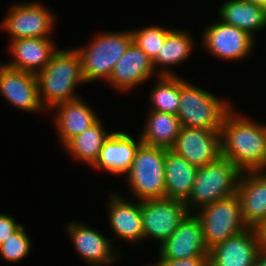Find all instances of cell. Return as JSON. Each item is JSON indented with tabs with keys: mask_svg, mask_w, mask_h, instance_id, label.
<instances>
[{
	"mask_svg": "<svg viewBox=\"0 0 266 266\" xmlns=\"http://www.w3.org/2000/svg\"><path fill=\"white\" fill-rule=\"evenodd\" d=\"M233 107L221 129V156L241 172L266 170V122L260 123Z\"/></svg>",
	"mask_w": 266,
	"mask_h": 266,
	"instance_id": "obj_1",
	"label": "cell"
},
{
	"mask_svg": "<svg viewBox=\"0 0 266 266\" xmlns=\"http://www.w3.org/2000/svg\"><path fill=\"white\" fill-rule=\"evenodd\" d=\"M36 77L39 99L46 112L61 103L80 98L75 89L79 84H86L82 59L74 47L57 49Z\"/></svg>",
	"mask_w": 266,
	"mask_h": 266,
	"instance_id": "obj_2",
	"label": "cell"
},
{
	"mask_svg": "<svg viewBox=\"0 0 266 266\" xmlns=\"http://www.w3.org/2000/svg\"><path fill=\"white\" fill-rule=\"evenodd\" d=\"M221 99L180 75V102L177 116L182 127L220 131L227 113L233 108Z\"/></svg>",
	"mask_w": 266,
	"mask_h": 266,
	"instance_id": "obj_3",
	"label": "cell"
},
{
	"mask_svg": "<svg viewBox=\"0 0 266 266\" xmlns=\"http://www.w3.org/2000/svg\"><path fill=\"white\" fill-rule=\"evenodd\" d=\"M90 44L75 47L82 59V73L87 83L108 82L116 62L133 42L131 30L96 33Z\"/></svg>",
	"mask_w": 266,
	"mask_h": 266,
	"instance_id": "obj_4",
	"label": "cell"
},
{
	"mask_svg": "<svg viewBox=\"0 0 266 266\" xmlns=\"http://www.w3.org/2000/svg\"><path fill=\"white\" fill-rule=\"evenodd\" d=\"M240 174L241 171L222 156L197 168L192 192L185 201L189 213L236 194Z\"/></svg>",
	"mask_w": 266,
	"mask_h": 266,
	"instance_id": "obj_5",
	"label": "cell"
},
{
	"mask_svg": "<svg viewBox=\"0 0 266 266\" xmlns=\"http://www.w3.org/2000/svg\"><path fill=\"white\" fill-rule=\"evenodd\" d=\"M167 148L141 143L125 181L136 200L165 198V156Z\"/></svg>",
	"mask_w": 266,
	"mask_h": 266,
	"instance_id": "obj_6",
	"label": "cell"
},
{
	"mask_svg": "<svg viewBox=\"0 0 266 266\" xmlns=\"http://www.w3.org/2000/svg\"><path fill=\"white\" fill-rule=\"evenodd\" d=\"M203 239L208 249L248 228L243 220L236 194L199 209Z\"/></svg>",
	"mask_w": 266,
	"mask_h": 266,
	"instance_id": "obj_7",
	"label": "cell"
},
{
	"mask_svg": "<svg viewBox=\"0 0 266 266\" xmlns=\"http://www.w3.org/2000/svg\"><path fill=\"white\" fill-rule=\"evenodd\" d=\"M7 12L0 27L11 40L51 37L56 25L55 13L38 1L15 3Z\"/></svg>",
	"mask_w": 266,
	"mask_h": 266,
	"instance_id": "obj_8",
	"label": "cell"
},
{
	"mask_svg": "<svg viewBox=\"0 0 266 266\" xmlns=\"http://www.w3.org/2000/svg\"><path fill=\"white\" fill-rule=\"evenodd\" d=\"M202 32L201 42L205 51L222 61H242L254 52L255 38L235 26L218 21Z\"/></svg>",
	"mask_w": 266,
	"mask_h": 266,
	"instance_id": "obj_9",
	"label": "cell"
},
{
	"mask_svg": "<svg viewBox=\"0 0 266 266\" xmlns=\"http://www.w3.org/2000/svg\"><path fill=\"white\" fill-rule=\"evenodd\" d=\"M189 213L184 201L157 198L141 200L143 240L154 239L158 246L168 239Z\"/></svg>",
	"mask_w": 266,
	"mask_h": 266,
	"instance_id": "obj_10",
	"label": "cell"
},
{
	"mask_svg": "<svg viewBox=\"0 0 266 266\" xmlns=\"http://www.w3.org/2000/svg\"><path fill=\"white\" fill-rule=\"evenodd\" d=\"M66 231L78 255L91 266L113 265L120 254L114 250L116 238H108L88 224L77 221L66 223ZM116 251V252H115ZM117 253V254H116ZM115 261V262H114Z\"/></svg>",
	"mask_w": 266,
	"mask_h": 266,
	"instance_id": "obj_11",
	"label": "cell"
},
{
	"mask_svg": "<svg viewBox=\"0 0 266 266\" xmlns=\"http://www.w3.org/2000/svg\"><path fill=\"white\" fill-rule=\"evenodd\" d=\"M0 94L16 109L37 113L45 112L39 99L35 74L13 69L0 63Z\"/></svg>",
	"mask_w": 266,
	"mask_h": 266,
	"instance_id": "obj_12",
	"label": "cell"
},
{
	"mask_svg": "<svg viewBox=\"0 0 266 266\" xmlns=\"http://www.w3.org/2000/svg\"><path fill=\"white\" fill-rule=\"evenodd\" d=\"M199 168L221 157L220 131L182 127L170 148Z\"/></svg>",
	"mask_w": 266,
	"mask_h": 266,
	"instance_id": "obj_13",
	"label": "cell"
},
{
	"mask_svg": "<svg viewBox=\"0 0 266 266\" xmlns=\"http://www.w3.org/2000/svg\"><path fill=\"white\" fill-rule=\"evenodd\" d=\"M257 228L248 227L209 249V266H252L261 251Z\"/></svg>",
	"mask_w": 266,
	"mask_h": 266,
	"instance_id": "obj_14",
	"label": "cell"
},
{
	"mask_svg": "<svg viewBox=\"0 0 266 266\" xmlns=\"http://www.w3.org/2000/svg\"><path fill=\"white\" fill-rule=\"evenodd\" d=\"M159 247L158 256L170 260L209 254L203 239L200 219L195 213H188L173 234Z\"/></svg>",
	"mask_w": 266,
	"mask_h": 266,
	"instance_id": "obj_15",
	"label": "cell"
},
{
	"mask_svg": "<svg viewBox=\"0 0 266 266\" xmlns=\"http://www.w3.org/2000/svg\"><path fill=\"white\" fill-rule=\"evenodd\" d=\"M154 74L158 77L152 60L132 42L116 62L107 85L113 86L117 92H127L148 81Z\"/></svg>",
	"mask_w": 266,
	"mask_h": 266,
	"instance_id": "obj_16",
	"label": "cell"
},
{
	"mask_svg": "<svg viewBox=\"0 0 266 266\" xmlns=\"http://www.w3.org/2000/svg\"><path fill=\"white\" fill-rule=\"evenodd\" d=\"M236 195L246 225L260 226L266 220V170L242 171Z\"/></svg>",
	"mask_w": 266,
	"mask_h": 266,
	"instance_id": "obj_17",
	"label": "cell"
},
{
	"mask_svg": "<svg viewBox=\"0 0 266 266\" xmlns=\"http://www.w3.org/2000/svg\"><path fill=\"white\" fill-rule=\"evenodd\" d=\"M109 194L106 204L108 220L115 237L127 241L126 243L141 242L143 240L141 201L133 203L117 192Z\"/></svg>",
	"mask_w": 266,
	"mask_h": 266,
	"instance_id": "obj_18",
	"label": "cell"
},
{
	"mask_svg": "<svg viewBox=\"0 0 266 266\" xmlns=\"http://www.w3.org/2000/svg\"><path fill=\"white\" fill-rule=\"evenodd\" d=\"M138 138L134 139L123 131L112 132L104 141L99 157L91 168L115 176H124L129 171L135 153L142 143L140 136Z\"/></svg>",
	"mask_w": 266,
	"mask_h": 266,
	"instance_id": "obj_19",
	"label": "cell"
},
{
	"mask_svg": "<svg viewBox=\"0 0 266 266\" xmlns=\"http://www.w3.org/2000/svg\"><path fill=\"white\" fill-rule=\"evenodd\" d=\"M51 37L10 40L9 51L14 60L5 62L13 69L37 75L58 49Z\"/></svg>",
	"mask_w": 266,
	"mask_h": 266,
	"instance_id": "obj_20",
	"label": "cell"
},
{
	"mask_svg": "<svg viewBox=\"0 0 266 266\" xmlns=\"http://www.w3.org/2000/svg\"><path fill=\"white\" fill-rule=\"evenodd\" d=\"M54 109L56 114L53 121L62 146L99 119L95 109L90 107L88 102L86 103L81 97L61 103L50 111Z\"/></svg>",
	"mask_w": 266,
	"mask_h": 266,
	"instance_id": "obj_21",
	"label": "cell"
},
{
	"mask_svg": "<svg viewBox=\"0 0 266 266\" xmlns=\"http://www.w3.org/2000/svg\"><path fill=\"white\" fill-rule=\"evenodd\" d=\"M194 39L190 32L173 28L166 36L165 42L161 45L157 56L152 60L153 68L158 76H179L174 66L181 65L190 58ZM170 67V68H169ZM160 69V71L158 70Z\"/></svg>",
	"mask_w": 266,
	"mask_h": 266,
	"instance_id": "obj_22",
	"label": "cell"
},
{
	"mask_svg": "<svg viewBox=\"0 0 266 266\" xmlns=\"http://www.w3.org/2000/svg\"><path fill=\"white\" fill-rule=\"evenodd\" d=\"M165 198L186 201L190 196L197 167L171 149L165 156Z\"/></svg>",
	"mask_w": 266,
	"mask_h": 266,
	"instance_id": "obj_23",
	"label": "cell"
},
{
	"mask_svg": "<svg viewBox=\"0 0 266 266\" xmlns=\"http://www.w3.org/2000/svg\"><path fill=\"white\" fill-rule=\"evenodd\" d=\"M220 21L254 33L266 27V7L246 0H227L218 9Z\"/></svg>",
	"mask_w": 266,
	"mask_h": 266,
	"instance_id": "obj_24",
	"label": "cell"
},
{
	"mask_svg": "<svg viewBox=\"0 0 266 266\" xmlns=\"http://www.w3.org/2000/svg\"><path fill=\"white\" fill-rule=\"evenodd\" d=\"M140 133L142 143L170 149L182 128L176 114L150 110Z\"/></svg>",
	"mask_w": 266,
	"mask_h": 266,
	"instance_id": "obj_25",
	"label": "cell"
},
{
	"mask_svg": "<svg viewBox=\"0 0 266 266\" xmlns=\"http://www.w3.org/2000/svg\"><path fill=\"white\" fill-rule=\"evenodd\" d=\"M105 129L99 118L93 125L81 134L70 139L63 148L76 161L92 167L99 157L104 141L112 133Z\"/></svg>",
	"mask_w": 266,
	"mask_h": 266,
	"instance_id": "obj_26",
	"label": "cell"
},
{
	"mask_svg": "<svg viewBox=\"0 0 266 266\" xmlns=\"http://www.w3.org/2000/svg\"><path fill=\"white\" fill-rule=\"evenodd\" d=\"M149 94L150 108L158 112L176 114L180 102V75L179 76H158Z\"/></svg>",
	"mask_w": 266,
	"mask_h": 266,
	"instance_id": "obj_27",
	"label": "cell"
},
{
	"mask_svg": "<svg viewBox=\"0 0 266 266\" xmlns=\"http://www.w3.org/2000/svg\"><path fill=\"white\" fill-rule=\"evenodd\" d=\"M173 28L150 25L143 28L131 29L133 42L142 49L145 54L153 60L161 45L165 42L167 34Z\"/></svg>",
	"mask_w": 266,
	"mask_h": 266,
	"instance_id": "obj_28",
	"label": "cell"
},
{
	"mask_svg": "<svg viewBox=\"0 0 266 266\" xmlns=\"http://www.w3.org/2000/svg\"><path fill=\"white\" fill-rule=\"evenodd\" d=\"M22 225L0 245V256L9 263H19L31 252L32 241Z\"/></svg>",
	"mask_w": 266,
	"mask_h": 266,
	"instance_id": "obj_29",
	"label": "cell"
},
{
	"mask_svg": "<svg viewBox=\"0 0 266 266\" xmlns=\"http://www.w3.org/2000/svg\"><path fill=\"white\" fill-rule=\"evenodd\" d=\"M157 263L151 266H209L208 256H196L191 258H182L176 260L164 259L158 256Z\"/></svg>",
	"mask_w": 266,
	"mask_h": 266,
	"instance_id": "obj_30",
	"label": "cell"
},
{
	"mask_svg": "<svg viewBox=\"0 0 266 266\" xmlns=\"http://www.w3.org/2000/svg\"><path fill=\"white\" fill-rule=\"evenodd\" d=\"M22 225L12 215L0 213V245Z\"/></svg>",
	"mask_w": 266,
	"mask_h": 266,
	"instance_id": "obj_31",
	"label": "cell"
},
{
	"mask_svg": "<svg viewBox=\"0 0 266 266\" xmlns=\"http://www.w3.org/2000/svg\"><path fill=\"white\" fill-rule=\"evenodd\" d=\"M260 237L261 249L266 251V220L257 227Z\"/></svg>",
	"mask_w": 266,
	"mask_h": 266,
	"instance_id": "obj_32",
	"label": "cell"
},
{
	"mask_svg": "<svg viewBox=\"0 0 266 266\" xmlns=\"http://www.w3.org/2000/svg\"><path fill=\"white\" fill-rule=\"evenodd\" d=\"M252 266H266V251L261 250Z\"/></svg>",
	"mask_w": 266,
	"mask_h": 266,
	"instance_id": "obj_33",
	"label": "cell"
},
{
	"mask_svg": "<svg viewBox=\"0 0 266 266\" xmlns=\"http://www.w3.org/2000/svg\"><path fill=\"white\" fill-rule=\"evenodd\" d=\"M246 1H250V2H253V3L261 4V5L266 7V0H246Z\"/></svg>",
	"mask_w": 266,
	"mask_h": 266,
	"instance_id": "obj_34",
	"label": "cell"
}]
</instances>
